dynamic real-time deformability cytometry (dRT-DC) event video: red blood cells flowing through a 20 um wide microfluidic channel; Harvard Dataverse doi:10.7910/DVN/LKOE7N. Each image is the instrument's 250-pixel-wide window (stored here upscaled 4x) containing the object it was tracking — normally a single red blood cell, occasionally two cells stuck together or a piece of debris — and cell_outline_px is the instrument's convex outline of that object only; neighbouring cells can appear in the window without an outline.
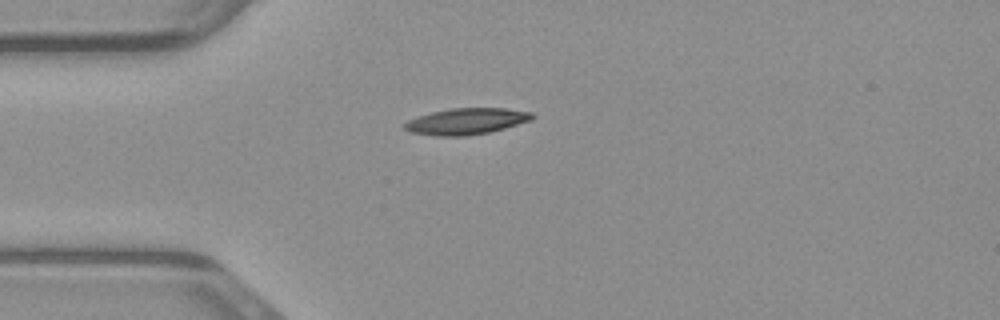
{"species": "common noctule bat (a hibernating species)", "species_latin": "Nyctalus noctula", "temperature_condition": "warm", "stored_images_in_passage": 31, "camera_frame_rate_fps": 3000, "um_per_image_px": 0.085, "animal": {"sex": "male", "body_mass_g": 23.1, "forearm_length_mm": 52.7}, "frame": {"image": 1, "passage_image": 1, "time_ms": 0.0, "image_size_px": [1000, 320], "cell_outline_px": [[536, 116], [532, 120], [504, 128], [488, 132], [464, 136], [436, 136], [412, 132], [404, 128], [404, 124], [408, 120], [432, 112], [452, 108], [504, 108], [532, 112]], "centroid_in_image_um": [39.68, 10.31], "position_along_channel_um": 45.3, "area_um2": 19.36}}
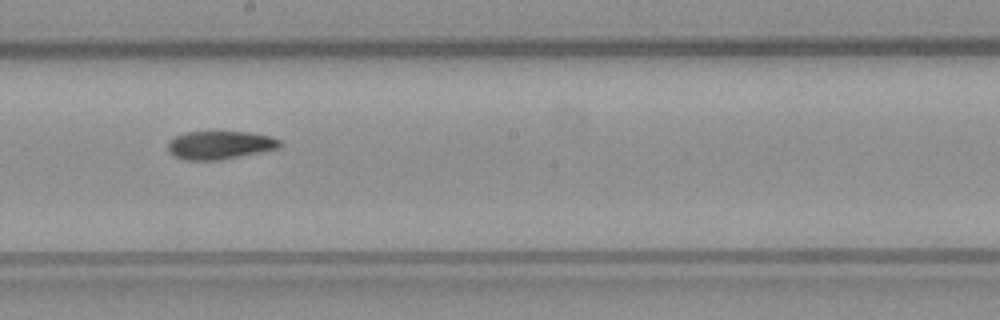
{"frame": {"image": 2, "passage_image": 15, "time_ms": 4.667, "image_size_px": [1000, 320], "cell_outline_px": [[280, 148], [264, 152], [220, 160], [184, 160], [168, 152], [168, 140], [184, 132], [248, 132], [268, 136], [280, 140]], "centroid_in_image_um": [18.68, 12.34], "position_along_channel_um": 229.5, "area_um2": 18.5}}
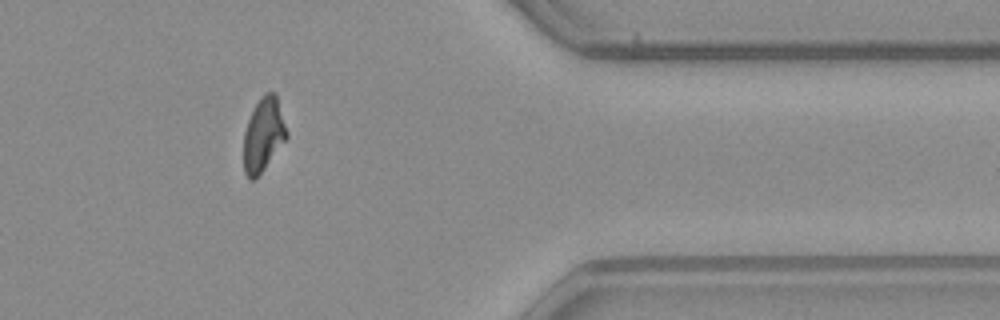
{"frame": {"image": 3, "passage_image": 28, "time_ms": 9.0, "image_size_px": [1000, 320], "cell_outline_px": [[288, 136], [264, 168], [252, 180], [248, 180], [244, 172], [244, 132], [248, 120], [260, 96], [264, 92], [276, 92], [288, 132]], "centroid_in_image_um": [22.39, 11.4], "position_along_channel_um": 389.0, "area_um2": 18.32}}